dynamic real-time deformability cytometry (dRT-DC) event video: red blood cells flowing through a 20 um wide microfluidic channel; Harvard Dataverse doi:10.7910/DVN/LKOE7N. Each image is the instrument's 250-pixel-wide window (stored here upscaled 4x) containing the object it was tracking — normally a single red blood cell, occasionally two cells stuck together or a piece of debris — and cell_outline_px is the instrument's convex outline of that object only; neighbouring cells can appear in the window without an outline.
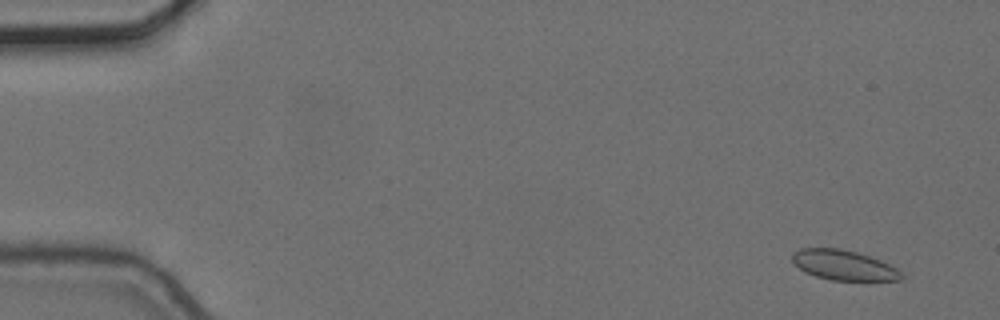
{"species": "common noctule bat (a hibernating species)", "species_latin": "Nyctalus noctula", "temperature_condition": "cold", "stored_images_in_passage": 5, "camera_frame_rate_fps": 3000, "um_per_image_px": 0.085, "animal": {"sex": "female", "body_mass_g": 24.6, "forearm_length_mm": 56.2}, "frame": {"image": 1, "passage_image": 1, "time_ms": 0.0, "image_size_px": [1000, 320], "cell_outline_px": [[904, 276], [900, 280], [832, 280], [816, 276], [804, 272], [792, 260], [792, 252], [800, 248], [840, 248], [856, 252], [880, 260], [896, 268]], "centroid_in_image_um": [71.69, 22.53], "position_along_channel_um": 13.3, "area_um2": 18.9}}